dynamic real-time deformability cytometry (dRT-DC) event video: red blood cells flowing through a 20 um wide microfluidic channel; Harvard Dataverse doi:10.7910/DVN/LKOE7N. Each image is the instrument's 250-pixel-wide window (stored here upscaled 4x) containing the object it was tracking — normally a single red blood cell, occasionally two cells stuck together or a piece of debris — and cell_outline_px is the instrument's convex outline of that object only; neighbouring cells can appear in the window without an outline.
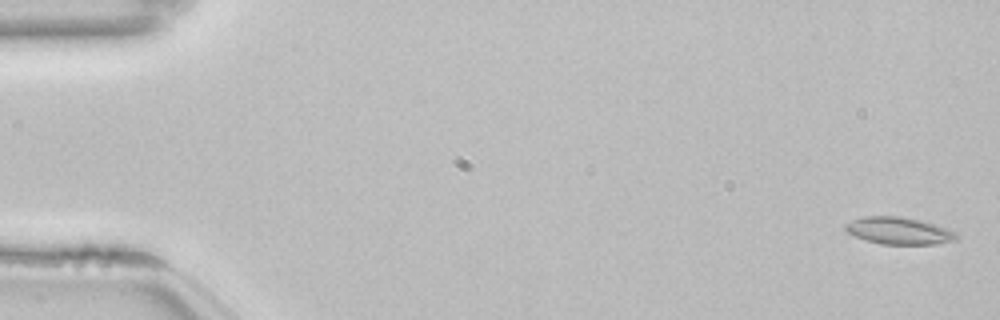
{"species": "common noctule bat (a hibernating species)", "species_latin": "Nyctalus noctula", "temperature_condition": "room temperature", "stored_images_in_passage": 54, "camera_frame_rate_fps": 3000, "um_per_image_px": 0.085, "animal": {"sex": "female", "body_mass_g": 22.7, "forearm_length_mm": 54.2}, "frame": {"image": 1, "passage_image": 2, "time_ms": 0.333, "image_size_px": [1000, 320], "cell_outline_px": [[960, 236], [956, 240], [936, 244], [880, 244], [864, 240], [848, 232], [844, 228], [844, 224], [852, 220], [864, 216], [900, 216], [920, 220], [956, 232]], "centroid_in_image_um": [76.39, 19.62], "position_along_channel_um": 8.6, "area_um2": 17.51}}
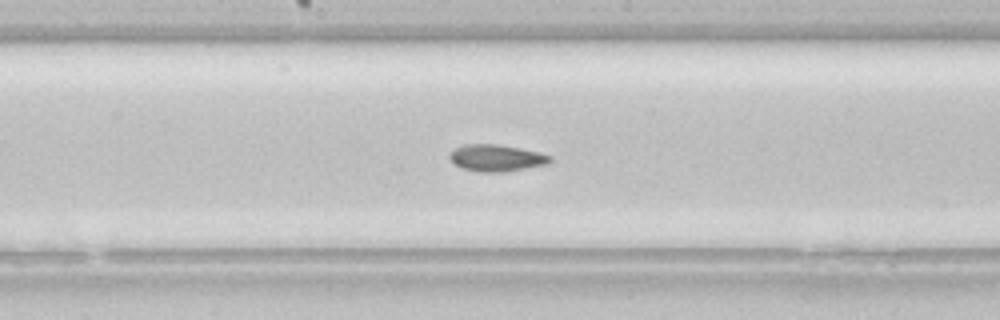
{"frame": {"image": 2, "passage_image": 29, "time_ms": 9.333, "image_size_px": [1000, 320], "cell_outline_px": [[552, 160], [548, 164], [500, 172], [480, 172], [464, 168], [456, 164], [448, 156], [456, 148], [464, 144], [496, 144], [520, 148], [552, 156]], "centroid_in_image_um": [42.21, 13.42], "position_along_channel_um": 206.0, "area_um2": 15.32}}
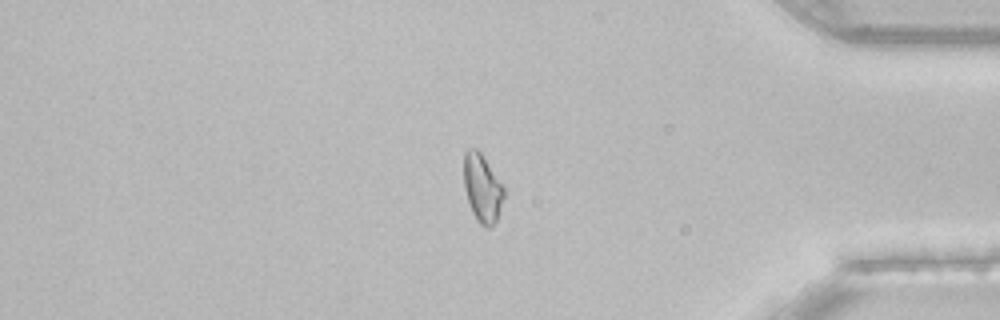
{"frame": {"image": 3, "passage_image": 46, "time_ms": 15.0, "image_size_px": [1000, 320], "cell_outline_px": [[504, 196], [496, 220], [488, 228], [480, 224], [476, 220], [472, 212], [464, 188], [464, 152], [468, 148], [476, 148], [480, 152], [504, 188]], "centroid_in_image_um": [40.97, 15.98], "position_along_channel_um": 394.2, "area_um2": 15.55}, "authors_computed_cell_mechanics": {"area_um2": 16.0684, "velocity_mm_per_s": 3.8406, "shape_relaxation_time_tau1_ms": 9.1039, "shape_relaxation_time_tau2_ms": 3.0342, "deformation_change_tau1": 0.1464, "deformation_change_tau2": 0.0715}}